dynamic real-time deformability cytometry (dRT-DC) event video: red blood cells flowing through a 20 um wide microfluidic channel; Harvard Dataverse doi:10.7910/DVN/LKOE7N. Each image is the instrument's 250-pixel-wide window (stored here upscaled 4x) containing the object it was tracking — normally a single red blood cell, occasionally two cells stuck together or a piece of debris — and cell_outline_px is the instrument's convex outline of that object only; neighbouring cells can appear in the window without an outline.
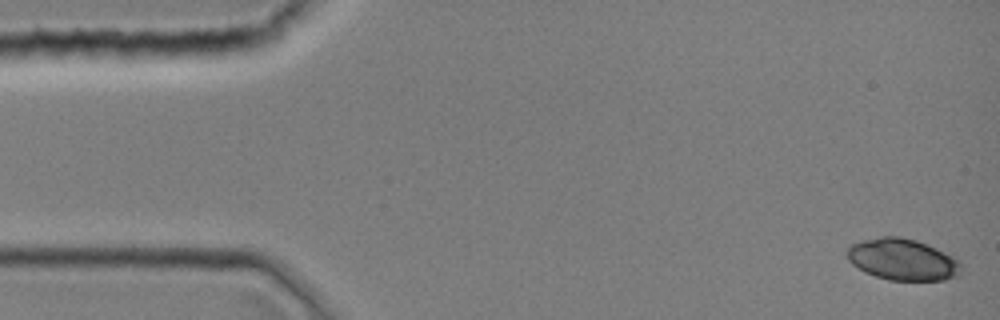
{"species": "common noctule bat (a hibernating species)", "species_latin": "Nyctalus noctula", "temperature_condition": "room temperature", "stored_images_in_passage": 44, "camera_frame_rate_fps": 3000, "um_per_image_px": 0.085, "animal": {"sex": "female", "body_mass_g": 19.0, "forearm_length_mm": 51.5}, "frame": {"image": 1, "passage_image": 1, "time_ms": 0.0, "image_size_px": [1000, 320], "cell_outline_px": [[960, 268], [956, 276], [944, 280], [888, 280], [864, 272], [852, 264], [848, 260], [848, 248], [852, 244], [864, 240], [880, 236], [900, 236], [916, 240], [952, 256], [960, 260]], "centroid_in_image_um": [76.69, 22.06], "position_along_channel_um": 8.3, "area_um2": 27.28}}
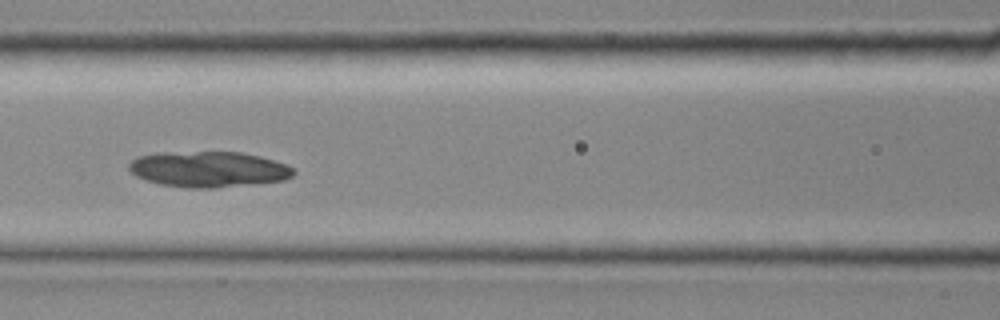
{"frame": {"image": 2, "passage_image": 19, "time_ms": 6.0, "image_size_px": [1000, 320], "cell_outline_px": [[296, 172], [292, 176], [284, 180], [216, 188], [188, 188], [160, 184], [136, 176], [128, 168], [128, 164], [136, 156], [156, 152], [244, 152], [260, 156], [288, 164], [296, 168]], "centroid_in_image_um": [17.74, 14.37], "position_along_channel_um": 148.9, "area_um2": 34.62}}
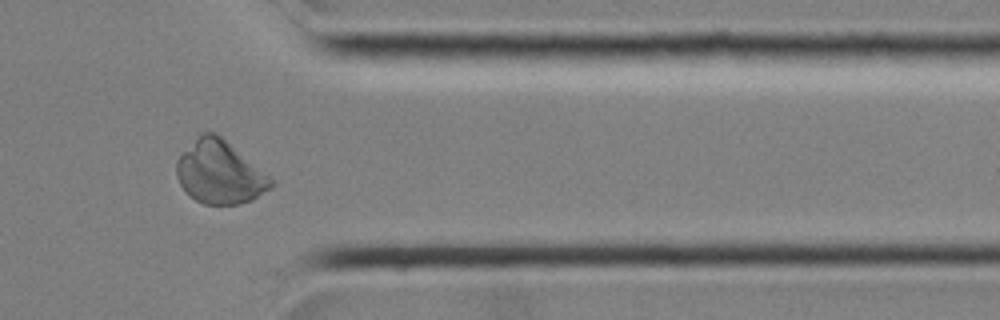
{"frame": {"image": 3, "passage_image": 36, "time_ms": 11.667, "image_size_px": [1000, 320], "cell_outline_px": [[276, 184], [272, 188], [252, 200], [240, 204], [204, 204], [196, 200], [180, 184], [176, 176], [176, 160], [200, 132], [216, 132], [268, 176]], "centroid_in_image_um": [18.66, 14.65], "position_along_channel_um": 392.7, "area_um2": 34.22}}